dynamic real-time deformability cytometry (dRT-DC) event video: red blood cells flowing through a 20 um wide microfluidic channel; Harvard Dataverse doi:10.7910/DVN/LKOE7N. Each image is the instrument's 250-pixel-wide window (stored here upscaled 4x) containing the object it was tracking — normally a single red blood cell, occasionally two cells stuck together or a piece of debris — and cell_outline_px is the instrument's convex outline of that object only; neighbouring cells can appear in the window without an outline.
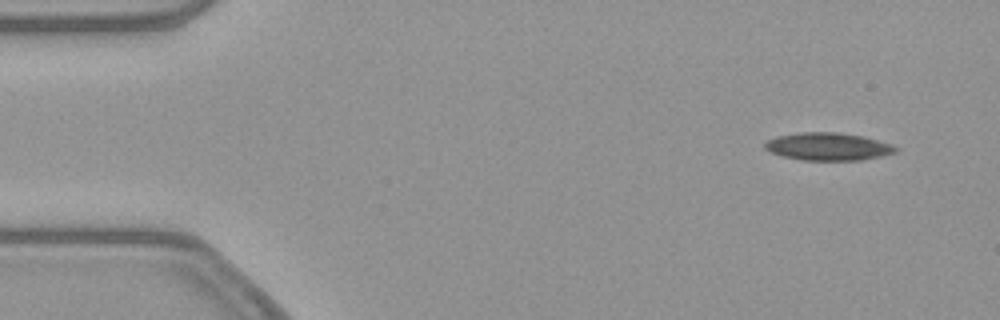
{"species": "common noctule bat (a hibernating species)", "species_latin": "Nyctalus noctula", "temperature_condition": "warm", "stored_images_in_passage": 53, "camera_frame_rate_fps": 3000, "um_per_image_px": 0.085, "animal": {"sex": "female", "body_mass_g": 21.9}, "frame": {"image": 1, "passage_image": 4, "time_ms": 1.0, "image_size_px": [1000, 320], "cell_outline_px": [[900, 148], [896, 152], [884, 156], [864, 160], [800, 160], [784, 156], [772, 152], [764, 148], [764, 144], [768, 140], [776, 136], [800, 132], [836, 132], [860, 136], [892, 144]], "centroid_in_image_um": [70.41, 12.46], "position_along_channel_um": 14.6, "area_um2": 21.1}}
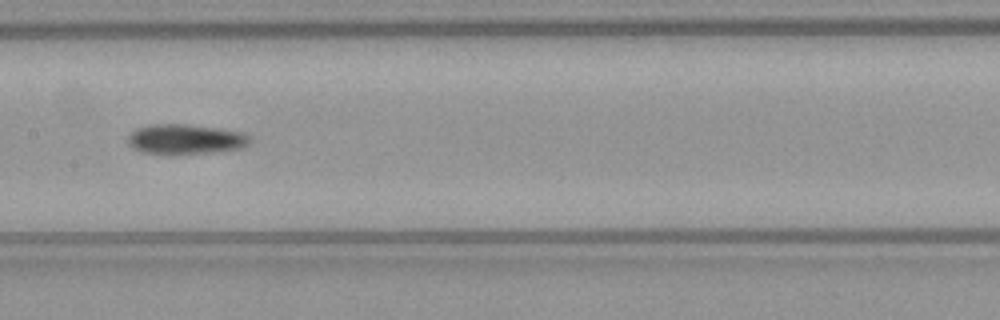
{"frame": {"image": 2, "passage_image": 26, "time_ms": 8.333, "image_size_px": [1000, 320], "cell_outline_px": [[252, 140], [244, 148], [204, 152], [140, 152], [132, 148], [128, 144], [128, 136], [136, 128], [148, 124], [188, 124], [220, 128], [244, 132], [252, 136]], "centroid_in_image_um": [15.8, 11.79], "position_along_channel_um": 191.6, "area_um2": 21.04}}
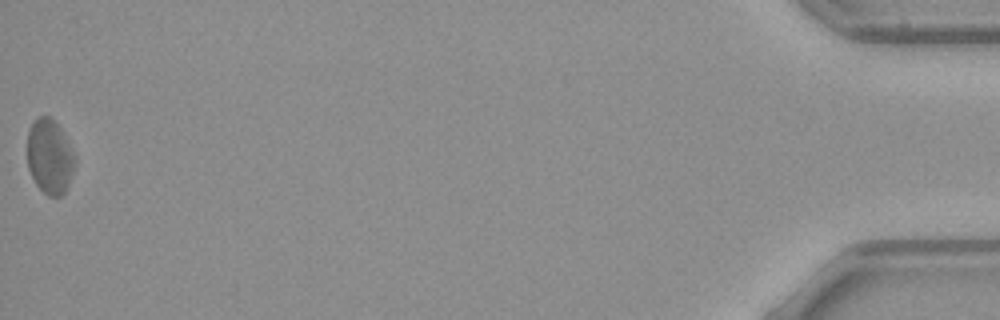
{"frame": {"image": 3, "passage_image": 53, "time_ms": 17.333, "image_size_px": [1000, 320], "cell_outline_px": [[76, 160], [68, 184], [64, 192], [60, 196], [48, 196], [36, 184], [28, 168], [28, 132], [32, 124], [40, 116], [48, 116], [60, 128], [76, 156]], "centroid_in_image_um": [4.23, 13.33], "position_along_channel_um": 431.0, "area_um2": 20.29}, "authors_computed_cell_mechanics": {"area_um2": 20.8658, "velocity_mm_per_s": 3.855, "shape_relaxation_time_tau1_ms": null, "shape_relaxation_time_tau2_ms": 8.1854, "deformation_change_tau1": null, "deformation_change_tau2": 0.1612}}